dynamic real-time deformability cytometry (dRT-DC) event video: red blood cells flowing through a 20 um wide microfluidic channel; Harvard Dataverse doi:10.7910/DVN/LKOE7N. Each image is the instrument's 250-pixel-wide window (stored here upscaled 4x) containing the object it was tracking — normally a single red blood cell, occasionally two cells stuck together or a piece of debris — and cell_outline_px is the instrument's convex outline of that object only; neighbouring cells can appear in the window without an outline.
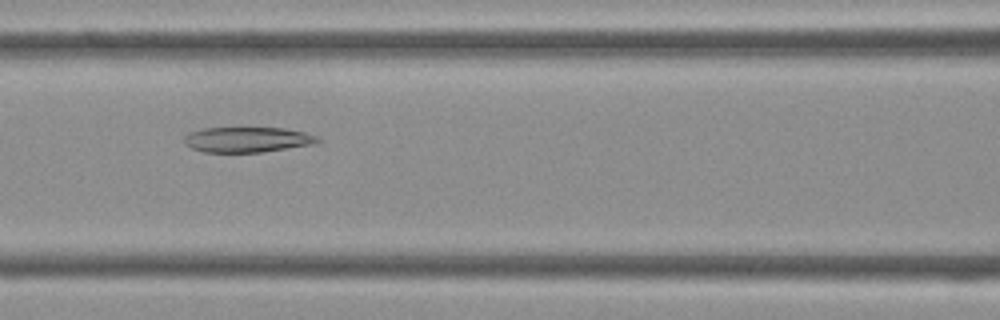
{"species": "Egyptian fruit bat (a non-hibernating species)", "species_latin": "Rousettus aegyptiacus", "temperature_condition": "cold", "stored_images_in_passage": 44, "camera_frame_rate_fps": 3000, "um_per_image_px": 0.085, "frame": {"image": 1, "passage_image": 19, "time_ms": 6.0, "image_size_px": [1000, 320], "cell_outline_px": [[320, 140], [312, 144], [260, 152], [204, 152], [192, 148], [184, 144], [184, 136], [192, 132], [204, 128], [284, 128], [304, 132], [320, 136]], "centroid_in_image_um": [21.02, 11.86], "position_along_channel_um": 145.6, "area_um2": 19.48}}
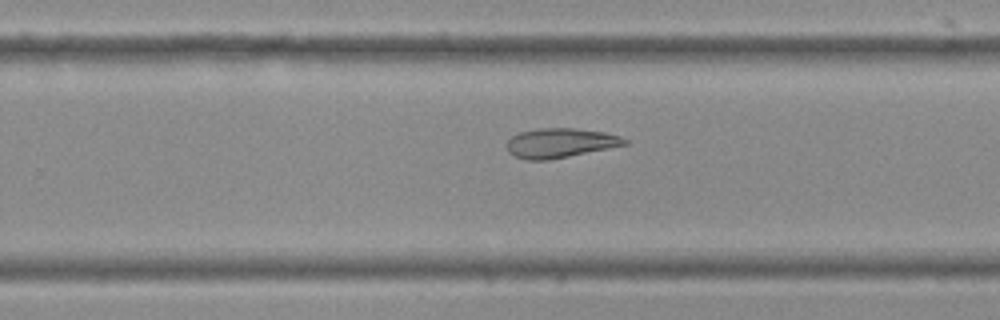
{"frame": {"image": 2, "passage_image": 28, "time_ms": 9.0, "image_size_px": [1000, 320], "cell_outline_px": [[628, 144], [548, 160], [528, 160], [512, 156], [508, 152], [508, 140], [512, 136], [520, 132], [540, 128], [572, 128], [604, 132], [620, 136], [628, 140]], "centroid_in_image_um": [47.6, 12.15], "position_along_channel_um": 282.2, "area_um2": 20.06}}
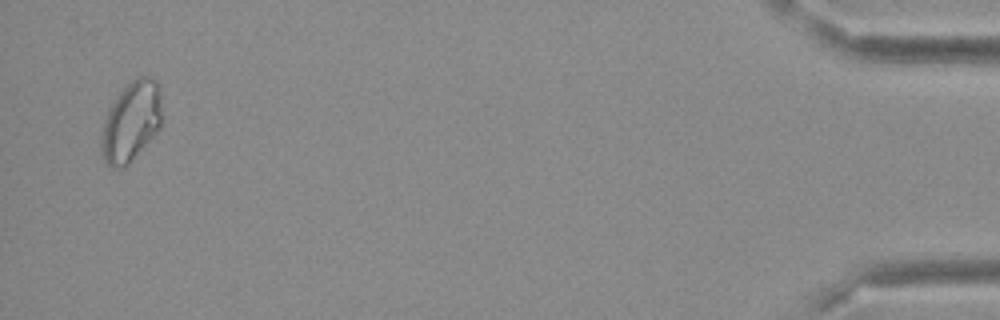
{"frame": {"image": 3, "passage_image": 43, "time_ms": 14.0, "image_size_px": [1000, 320], "cell_outline_px": [[160, 128], [128, 164], [124, 168], [112, 168], [104, 160], [100, 140], [104, 120], [108, 108], [120, 92], [132, 80], [140, 76], [148, 76], [156, 80], [160, 84]], "centroid_in_image_um": [11.14, 10.32], "position_along_channel_um": 424.1, "area_um2": 27.98}}